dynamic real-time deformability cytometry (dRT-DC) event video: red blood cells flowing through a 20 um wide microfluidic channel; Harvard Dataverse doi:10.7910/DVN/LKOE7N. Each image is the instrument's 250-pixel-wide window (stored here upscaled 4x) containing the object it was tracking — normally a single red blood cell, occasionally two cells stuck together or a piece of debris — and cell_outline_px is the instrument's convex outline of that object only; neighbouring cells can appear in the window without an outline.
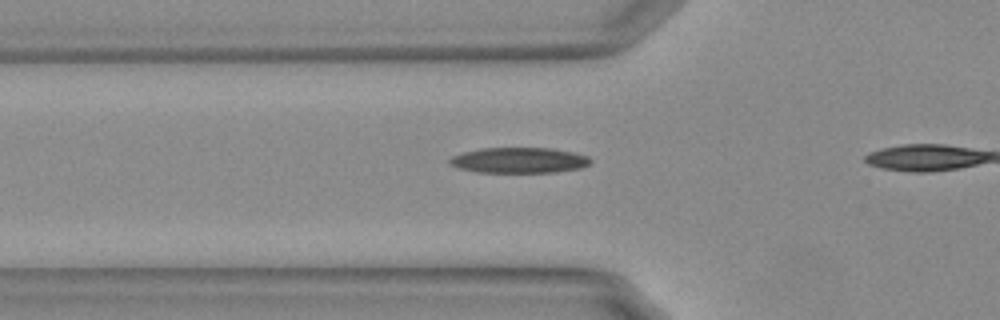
{"species": "Egyptian fruit bat (a non-hibernating species)", "species_latin": "Rousettus aegyptiacus", "temperature_condition": "warm", "stored_images_in_passage": 4, "camera_frame_rate_fps": 3000, "um_per_image_px": 0.085, "animal": {"sex": "female"}, "frame": {"image": 1, "passage_image": 2, "time_ms": 0.333, "image_size_px": [1000, 320], "cell_outline_px": [[592, 160], [588, 164], [580, 168], [556, 172], [476, 172], [456, 168], [448, 164], [448, 160], [452, 156], [464, 152], [480, 148], [552, 148], [572, 152], [588, 156]], "centroid_in_image_um": [44.07, 13.62], "position_along_channel_um": 81.7, "area_um2": 21.04}}